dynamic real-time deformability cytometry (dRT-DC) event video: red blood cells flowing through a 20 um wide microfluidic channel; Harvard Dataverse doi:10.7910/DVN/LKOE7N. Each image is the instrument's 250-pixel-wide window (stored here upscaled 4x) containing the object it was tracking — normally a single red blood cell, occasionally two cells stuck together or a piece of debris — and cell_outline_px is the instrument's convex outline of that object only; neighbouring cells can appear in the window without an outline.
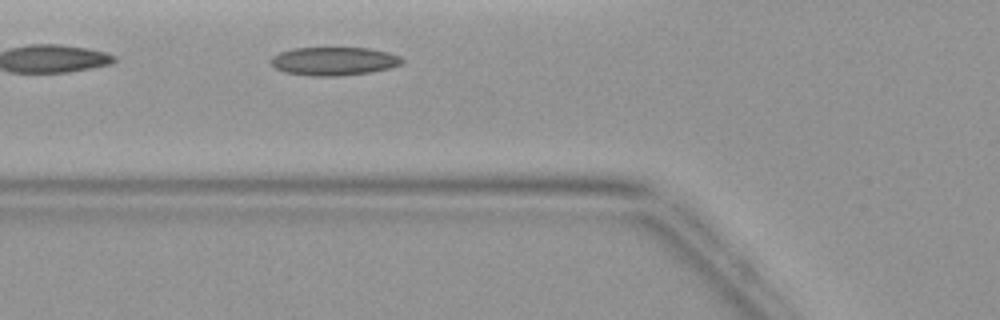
{"species": "common noctule bat (a hibernating species)", "species_latin": "Nyctalus noctula", "temperature_condition": "warm", "stored_images_in_passage": 2, "camera_frame_rate_fps": 3000, "um_per_image_px": 0.085, "animal": {"sex": "female", "body_mass_g": 19.9}, "frame": {"image": 1, "passage_image": 2, "time_ms": 1.333, "image_size_px": [1000, 320], "cell_outline_px": [[404, 60], [400, 64], [388, 68], [372, 72], [336, 76], [312, 76], [284, 72], [276, 68], [268, 60], [272, 56], [280, 52], [292, 48], [368, 48], [388, 52], [400, 56]], "centroid_in_image_um": [28.35, 5.2], "position_along_channel_um": 97.4, "area_um2": 21.68}}